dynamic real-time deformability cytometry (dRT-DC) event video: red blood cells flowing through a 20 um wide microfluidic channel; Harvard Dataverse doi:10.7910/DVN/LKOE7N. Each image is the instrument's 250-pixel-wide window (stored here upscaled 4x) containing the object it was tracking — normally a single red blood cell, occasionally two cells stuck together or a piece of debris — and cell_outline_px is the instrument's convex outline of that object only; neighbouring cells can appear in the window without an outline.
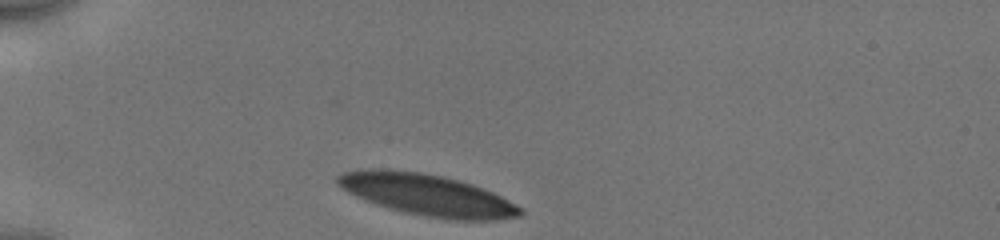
{"species": "human", "species_latin": "Homo sapiens", "temperature_condition": "cold", "stored_images_in_passage": 31, "camera_frame_rate_fps": 3000, "um_per_image_px": 0.085, "donor": {"sex": "male"}, "frame": {"image": 1, "passage_image": 1, "time_ms": 0.0, "image_size_px": [1000, 240], "cell_outline_px": [[524, 212], [520, 216], [496, 220], [452, 220], [404, 212], [388, 208], [376, 204], [356, 196], [348, 192], [336, 184], [336, 176], [344, 172], [356, 168], [384, 168], [420, 172], [440, 176], [472, 184], [492, 192], [524, 208]], "centroid_in_image_um": [36.27, 16.55], "position_along_channel_um": 48.7, "area_um2": 44.22}}
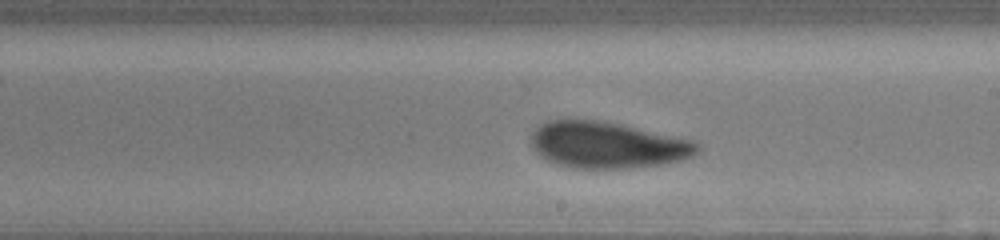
{"frame": {"image": 2, "passage_image": 18, "time_ms": 5.667, "image_size_px": [1000, 240], "cell_outline_px": [[700, 148], [696, 156], [680, 160], [660, 164], [628, 168], [572, 168], [556, 164], [540, 156], [532, 148], [532, 132], [540, 124], [548, 120], [596, 120], [620, 124], [692, 140], [700, 144]], "centroid_in_image_um": [51.62, 12.33], "position_along_channel_um": 237.4, "area_um2": 44.8}}
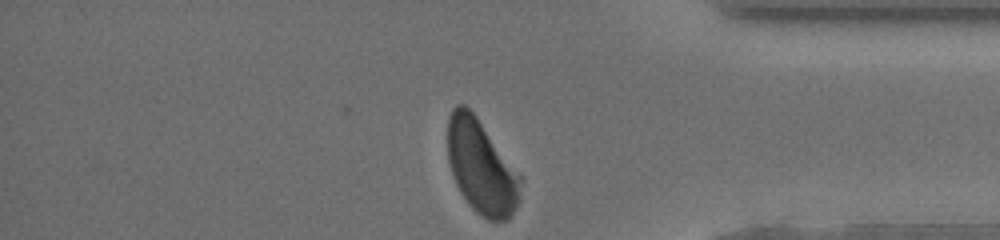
{"frame": {"image": 3, "passage_image": 31, "time_ms": 10.0, "image_size_px": [1000, 240], "cell_outline_px": [[524, 180], [520, 200], [516, 208], [508, 220], [488, 220], [480, 216], [468, 204], [460, 192], [456, 184], [448, 160], [448, 116], [452, 108], [456, 104], [464, 104], [476, 116]], "centroid_in_image_um": [40.93, 14.22], "position_along_channel_um": 394.3, "area_um2": 40.0}, "authors_computed_cell_mechanics": {"area_um2": 44.9106, "velocity_mm_per_s": 3.9071, "shape_relaxation_time_tau1_ms": 3.1199, "shape_relaxation_time_tau2_ms": 1.0618, "deformation_change_tau1": 0.135, "deformation_change_tau2": 0.0755}}